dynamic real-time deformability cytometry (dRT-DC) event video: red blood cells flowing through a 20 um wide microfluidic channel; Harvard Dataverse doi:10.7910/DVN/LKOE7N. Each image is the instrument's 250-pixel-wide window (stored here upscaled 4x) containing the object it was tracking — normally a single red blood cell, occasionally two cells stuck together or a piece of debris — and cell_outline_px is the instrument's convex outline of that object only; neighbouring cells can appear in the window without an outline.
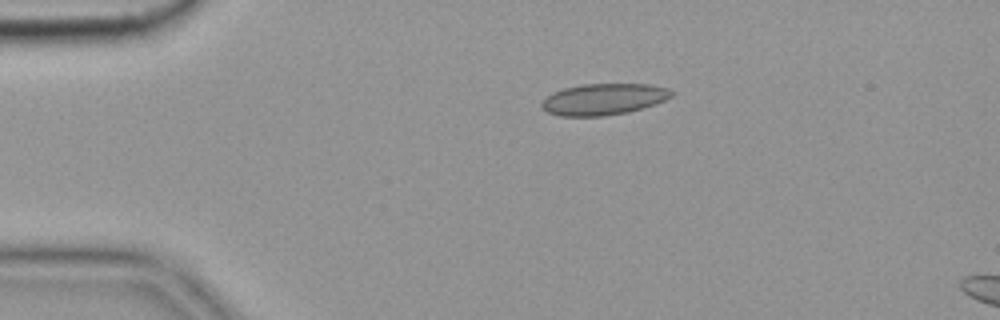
{"species": "common noctule bat (a hibernating species)", "species_latin": "Nyctalus noctula", "temperature_condition": "cold", "stored_images_in_passage": 5, "camera_frame_rate_fps": 3000, "um_per_image_px": 0.085, "animal": {"sex": "female", "body_mass_g": 19.9}, "frame": {"image": 1, "passage_image": 3, "time_ms": 0.667, "image_size_px": [1000, 320], "cell_outline_px": [[672, 96], [664, 100], [628, 112], [604, 116], [560, 116], [548, 112], [540, 108], [540, 104], [552, 92], [564, 88], [580, 84], [648, 84], [668, 88], [672, 92]], "centroid_in_image_um": [51.25, 8.43], "position_along_channel_um": 33.7, "area_um2": 23.58}}